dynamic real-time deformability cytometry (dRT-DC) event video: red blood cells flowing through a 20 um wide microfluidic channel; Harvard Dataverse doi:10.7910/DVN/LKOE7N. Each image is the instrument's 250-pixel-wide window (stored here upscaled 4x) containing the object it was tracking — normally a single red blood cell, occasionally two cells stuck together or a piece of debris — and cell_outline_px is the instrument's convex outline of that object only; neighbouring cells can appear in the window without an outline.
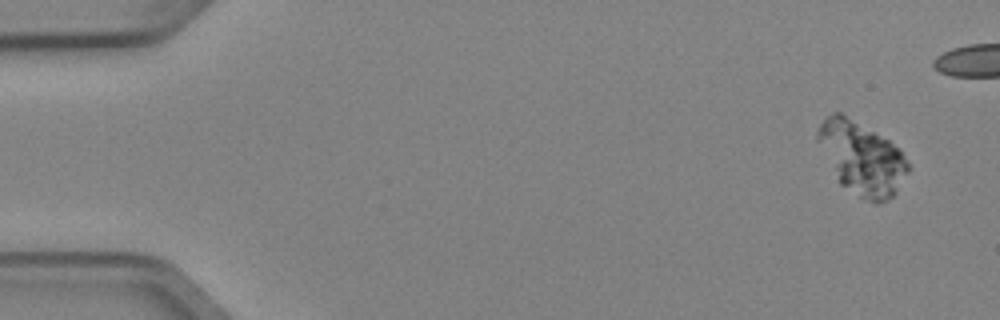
{"species": "Egyptian fruit bat (a non-hibernating species)", "species_latin": "Rousettus aegyptiacus", "temperature_condition": "cold", "stored_images_in_passage": 5, "camera_frame_rate_fps": 3000, "um_per_image_px": 0.085, "animal": {"sex": "female"}, "frame": {"image": 1, "passage_image": 1, "time_ms": 0.0, "image_size_px": [1000, 320], "cell_outline_px": [[912, 168], [896, 192], [888, 200], [880, 204], [876, 204], [860, 196], [840, 184], [816, 140], [816, 128], [832, 112], [840, 112], [888, 140], [900, 152]], "centroid_in_image_um": [73.24, 13.45], "position_along_channel_um": 11.8, "area_um2": 37.8}}